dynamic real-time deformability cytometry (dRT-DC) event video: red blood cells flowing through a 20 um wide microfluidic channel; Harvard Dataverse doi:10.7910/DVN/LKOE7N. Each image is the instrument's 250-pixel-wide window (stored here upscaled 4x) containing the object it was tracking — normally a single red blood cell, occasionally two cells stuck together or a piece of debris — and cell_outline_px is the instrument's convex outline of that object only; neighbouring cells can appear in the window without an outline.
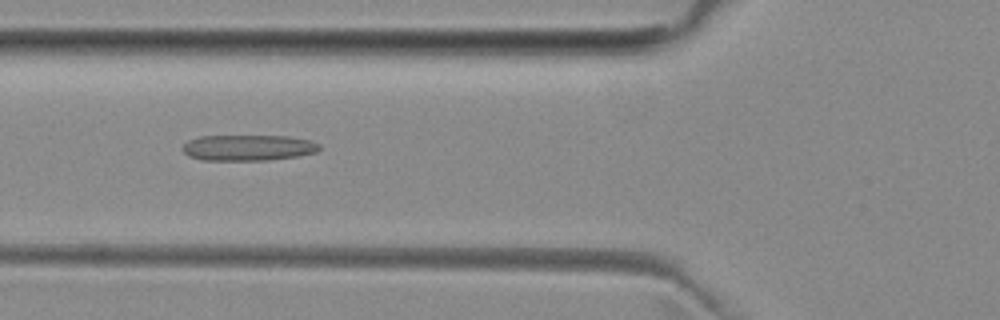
{"species": "common noctule bat (a hibernating species)", "species_latin": "Nyctalus noctula", "temperature_condition": "room temperature", "stored_images_in_passage": 6, "camera_frame_rate_fps": 3000, "um_per_image_px": 0.085, "animal": {"sex": "female", "body_mass_g": 29.2, "forearm_length_mm": 56.3}, "frame": {"image": 1, "passage_image": 5, "time_ms": 4.667, "image_size_px": [1000, 320], "cell_outline_px": [[320, 148], [316, 152], [296, 156], [268, 160], [204, 160], [188, 156], [180, 148], [188, 140], [200, 136], [288, 136], [312, 140], [320, 144]], "centroid_in_image_um": [21.08, 12.55], "position_along_channel_um": 104.7, "area_um2": 20.69}}
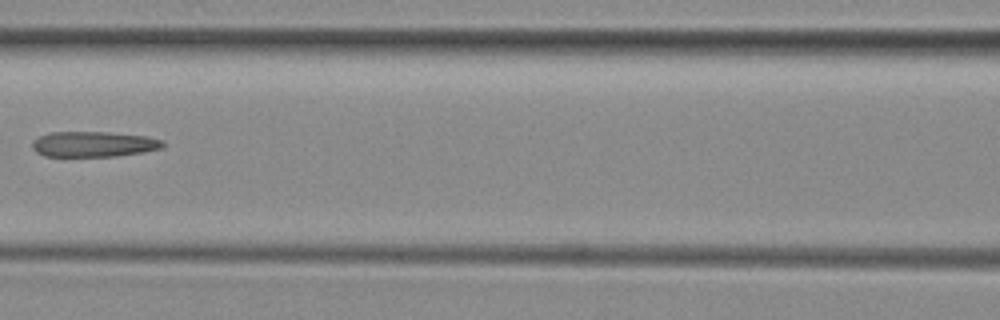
{"frame": {"image": 2, "passage_image": 6, "time_ms": 6.0, "image_size_px": [1000, 320], "cell_outline_px": [[164, 148], [116, 156], [44, 156], [36, 152], [32, 148], [32, 140], [48, 132], [108, 132], [148, 136], [164, 140]], "centroid_in_image_um": [7.96, 12.24], "position_along_channel_um": 158.6, "area_um2": 19.48}}